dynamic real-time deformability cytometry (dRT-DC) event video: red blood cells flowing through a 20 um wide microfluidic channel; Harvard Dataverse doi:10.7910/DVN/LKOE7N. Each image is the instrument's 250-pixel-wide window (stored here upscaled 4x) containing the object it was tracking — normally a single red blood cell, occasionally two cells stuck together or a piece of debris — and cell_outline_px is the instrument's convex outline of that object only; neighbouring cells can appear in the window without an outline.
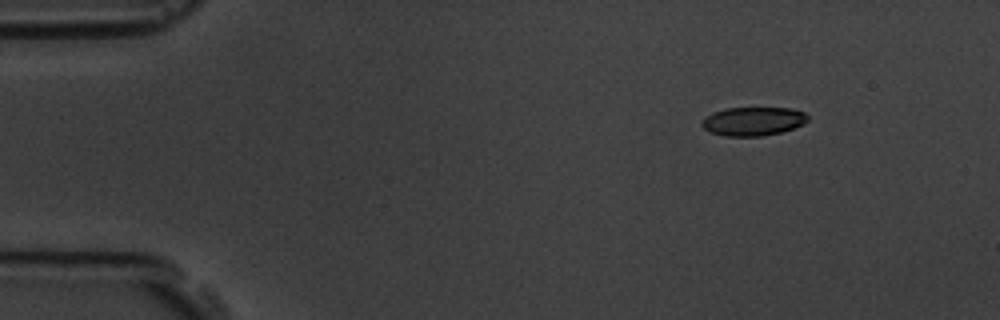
{"species": "common noctule bat (a hibernating species)", "species_latin": "Nyctalus noctula", "temperature_condition": "room temperature", "stored_images_in_passage": 4, "camera_frame_rate_fps": 3000, "um_per_image_px": 0.085, "animal": {"sex": "male", "body_mass_g": 19.5, "forearm_length_mm": 54.6}, "frame": {"image": 1, "passage_image": 1, "time_ms": 0.0, "image_size_px": [1000, 320], "cell_outline_px": [[808, 120], [804, 124], [780, 132], [764, 136], [724, 136], [708, 132], [700, 124], [704, 116], [712, 112], [728, 108], [792, 108], [804, 112], [808, 116]], "centroid_in_image_um": [63.98, 10.31], "position_along_channel_um": 21.0, "area_um2": 17.86}}
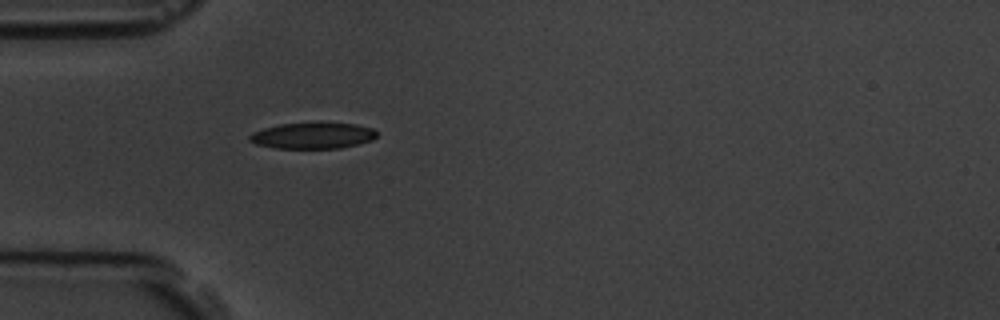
{"frame": {"image": 2, "passage_image": 4, "time_ms": 3.333, "image_size_px": [1000, 320], "cell_outline_px": [[376, 136], [372, 140], [340, 148], [276, 148], [256, 144], [248, 140], [248, 136], [252, 132], [264, 128], [280, 124], [356, 124], [372, 128], [376, 132]], "centroid_in_image_um": [26.54, 11.54], "position_along_channel_um": 58.5, "area_um2": 18.9}}